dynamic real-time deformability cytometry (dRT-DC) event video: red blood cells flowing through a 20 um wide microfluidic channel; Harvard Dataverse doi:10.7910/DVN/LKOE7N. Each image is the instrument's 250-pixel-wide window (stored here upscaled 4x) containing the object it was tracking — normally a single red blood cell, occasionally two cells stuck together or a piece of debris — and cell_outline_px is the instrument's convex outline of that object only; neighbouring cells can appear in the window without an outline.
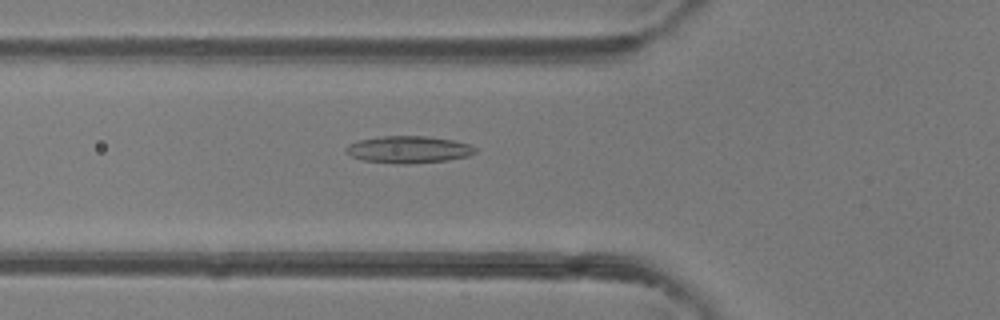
{"species": "common noctule bat (a hibernating species)", "species_latin": "Nyctalus noctula", "temperature_condition": "room temperature", "stored_images_in_passage": 47, "camera_frame_rate_fps": 3000, "um_per_image_px": 0.085, "animal": {"sex": "female"}, "frame": {"image": 1, "passage_image": 17, "time_ms": 5.333, "image_size_px": [1000, 320], "cell_outline_px": [[476, 152], [468, 156], [448, 160], [408, 164], [396, 164], [364, 160], [352, 156], [344, 152], [344, 148], [348, 144], [356, 140], [380, 136], [428, 136], [452, 140], [468, 144], [476, 148]], "centroid_in_image_um": [34.68, 12.71], "position_along_channel_um": 91.1, "area_um2": 20.52}}
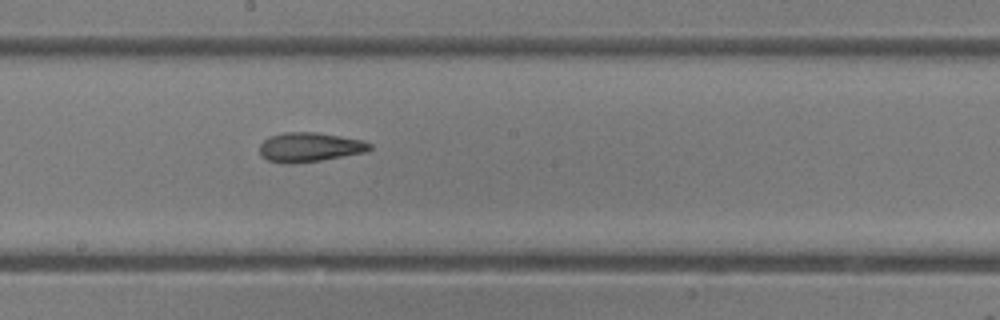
{"frame": {"image": 2, "passage_image": 26, "time_ms": 8.333, "image_size_px": [1000, 320], "cell_outline_px": [[372, 148], [364, 152], [320, 160], [288, 164], [284, 164], [268, 160], [260, 156], [260, 144], [264, 140], [272, 136], [284, 132], [316, 132], [364, 140], [372, 144]], "centroid_in_image_um": [26.31, 12.5], "position_along_channel_um": 221.9, "area_um2": 18.73}}
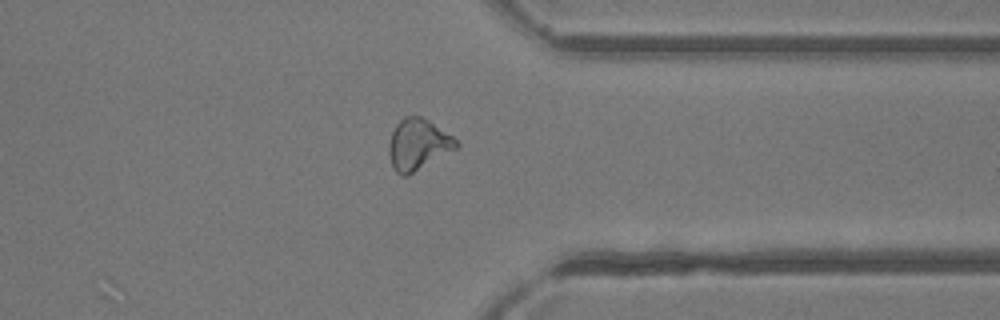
{"frame": {"image": 3, "passage_image": 37, "time_ms": 12.0, "image_size_px": [1000, 320], "cell_outline_px": [[460, 144], [456, 148], [408, 176], [400, 176], [392, 168], [388, 152], [388, 144], [392, 132], [396, 124], [404, 116], [420, 116], [428, 120], [452, 136]], "centroid_in_image_um": [35.49, 12.3], "position_along_channel_um": 375.9, "area_um2": 20.0}, "authors_computed_cell_mechanics": {"area_um2": 19.9988, "velocity_mm_per_s": 4.3271, "shape_relaxation_time_tau1_ms": null, "shape_relaxation_time_tau2_ms": 3.6288, "deformation_change_tau1": null, "deformation_change_tau2": 0.1404}}